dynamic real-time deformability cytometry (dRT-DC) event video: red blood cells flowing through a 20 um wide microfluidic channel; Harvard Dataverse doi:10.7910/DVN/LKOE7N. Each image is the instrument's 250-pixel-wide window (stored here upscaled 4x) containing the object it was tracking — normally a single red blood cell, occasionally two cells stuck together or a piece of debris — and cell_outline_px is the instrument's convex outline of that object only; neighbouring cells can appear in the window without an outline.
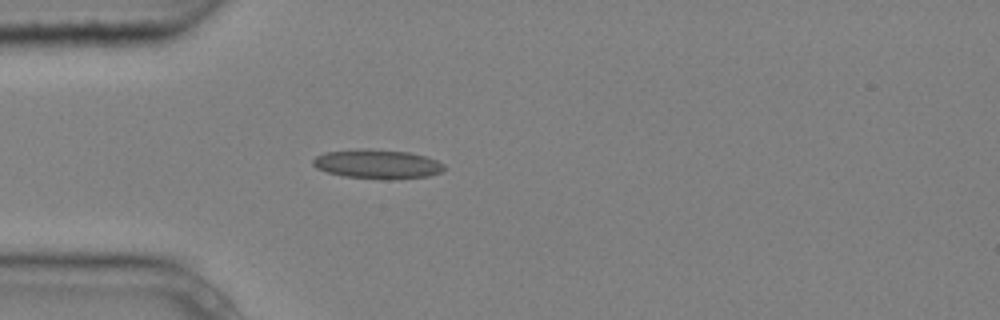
{"species": "common noctule bat (a hibernating species)", "species_latin": "Nyctalus noctula", "temperature_condition": "cold", "stored_images_in_passage": 3, "camera_frame_rate_fps": 3000, "um_per_image_px": 0.085, "animal": {"sex": "male", "body_mass_g": 20.4}, "frame": {"image": 1, "passage_image": 3, "time_ms": 0.667, "image_size_px": [1000, 320], "cell_outline_px": [[448, 168], [440, 172], [428, 176], [344, 176], [328, 172], [316, 168], [312, 164], [312, 160], [316, 156], [324, 152], [360, 148], [368, 148], [408, 152], [424, 156], [436, 160], [444, 164]], "centroid_in_image_um": [32.02, 13.88], "position_along_channel_um": 53.0, "area_um2": 21.33}}